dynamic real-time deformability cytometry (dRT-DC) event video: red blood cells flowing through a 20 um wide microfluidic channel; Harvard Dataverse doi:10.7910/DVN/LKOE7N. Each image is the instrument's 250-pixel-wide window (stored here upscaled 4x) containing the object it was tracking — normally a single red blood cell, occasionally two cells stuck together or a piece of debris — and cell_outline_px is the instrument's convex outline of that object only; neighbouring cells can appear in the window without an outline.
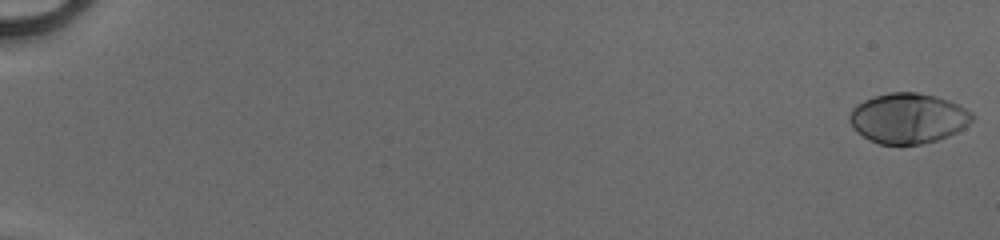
{"species": "human", "species_latin": "Homo sapiens", "temperature_condition": "cold", "stored_images_in_passage": 3, "camera_frame_rate_fps": 3000, "um_per_image_px": 0.085, "donor": {"sex": "male"}, "frame": {"image": 1, "passage_image": 1, "time_ms": 0.0, "image_size_px": [1000, 240], "cell_outline_px": [[976, 116], [964, 128], [948, 136], [936, 140], [920, 144], [880, 144], [868, 140], [856, 132], [852, 128], [848, 120], [848, 116], [852, 108], [856, 104], [864, 100], [876, 96], [892, 92], [916, 92], [936, 96], [948, 100], [972, 112]], "centroid_in_image_um": [77.15, 10.06], "position_along_channel_um": 7.8, "area_um2": 36.01}}